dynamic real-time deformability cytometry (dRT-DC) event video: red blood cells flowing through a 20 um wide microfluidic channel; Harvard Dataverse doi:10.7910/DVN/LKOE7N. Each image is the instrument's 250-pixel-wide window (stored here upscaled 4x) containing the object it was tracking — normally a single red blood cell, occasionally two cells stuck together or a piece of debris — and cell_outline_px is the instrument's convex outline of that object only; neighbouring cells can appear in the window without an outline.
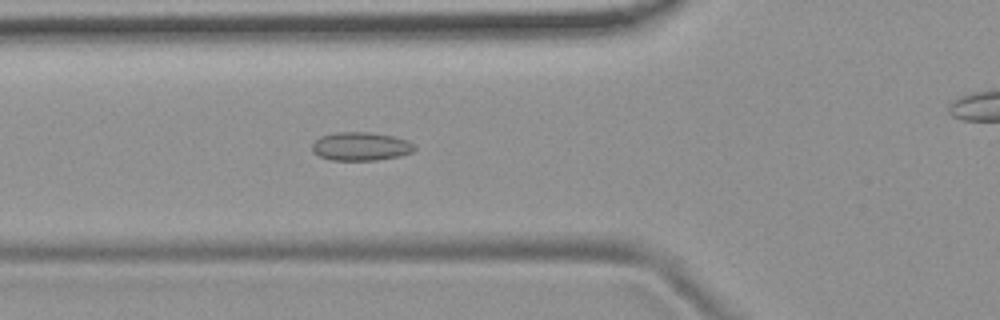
{"species": "common noctule bat (a hibernating species)", "species_latin": "Nyctalus noctula", "temperature_condition": "room temperature", "stored_images_in_passage": 48, "camera_frame_rate_fps": 3000, "um_per_image_px": 0.085, "animal": {"sex": "female", "body_mass_g": 19.9}, "frame": {"image": 1, "passage_image": 14, "time_ms": 4.333, "image_size_px": [1000, 320], "cell_outline_px": [[416, 148], [412, 152], [400, 156], [376, 160], [328, 160], [312, 152], [312, 144], [320, 136], [336, 132], [368, 132], [392, 136], [408, 140]], "centroid_in_image_um": [30.64, 12.44], "position_along_channel_um": 95.2, "area_um2": 16.99}}
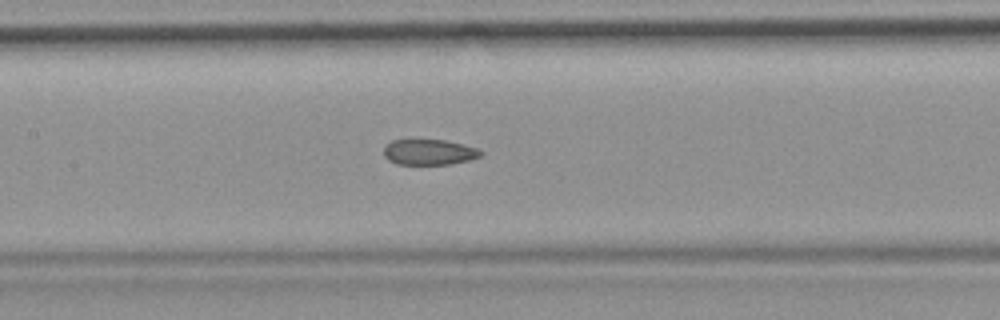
{"frame": {"image": 2, "passage_image": 20, "time_ms": 6.333, "image_size_px": [1000, 320], "cell_outline_px": [[484, 152], [480, 156], [468, 160], [448, 164], [396, 164], [388, 160], [384, 156], [384, 148], [392, 140], [444, 140], [476, 148]], "centroid_in_image_um": [36.45, 12.93], "position_along_channel_um": 171.0, "area_um2": 14.22}}
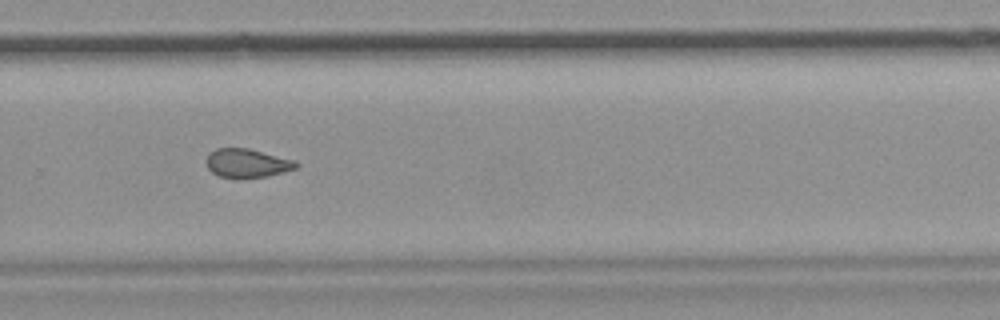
{"frame": {"image": 3, "passage_image": 31, "time_ms": 10.0, "image_size_px": [1000, 320], "cell_outline_px": [[300, 164], [296, 168], [284, 172], [268, 176], [236, 180], [220, 176], [212, 172], [208, 168], [208, 152], [216, 148], [248, 148], [296, 160]], "centroid_in_image_um": [21.03, 13.89], "position_along_channel_um": 308.8, "area_um2": 15.37}}